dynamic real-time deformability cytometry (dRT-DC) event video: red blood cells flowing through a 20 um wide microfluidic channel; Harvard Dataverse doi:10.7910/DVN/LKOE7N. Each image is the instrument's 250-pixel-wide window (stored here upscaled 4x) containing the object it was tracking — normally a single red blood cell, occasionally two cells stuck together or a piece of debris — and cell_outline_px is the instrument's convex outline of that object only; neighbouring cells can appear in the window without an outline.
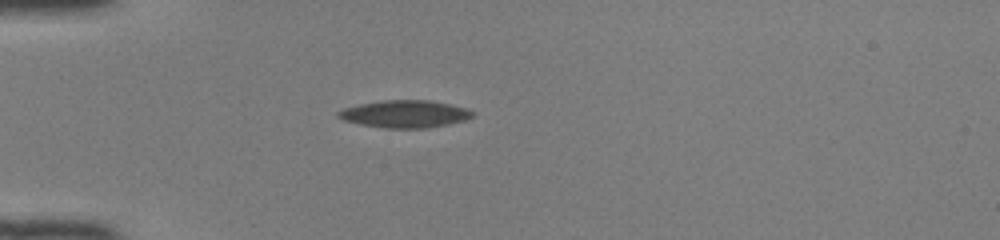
{"species": "common noctule bat (a hibernating species)", "species_latin": "Nyctalus noctula", "temperature_condition": "room temperature", "stored_images_in_passage": 32, "camera_frame_rate_fps": 3000, "um_per_image_px": 0.085, "animal": {"sex": "female", "body_mass_g": 22.0, "forearm_length_mm": 56.7}, "frame": {"image": 1, "passage_image": 1, "time_ms": 0.0, "image_size_px": [1000, 240], "cell_outline_px": [[472, 116], [464, 120], [424, 128], [384, 128], [344, 120], [336, 112], [344, 108], [360, 104], [388, 100], [424, 100], [448, 104], [464, 108], [472, 112]], "centroid_in_image_um": [34.38, 9.68], "position_along_channel_um": 50.6, "area_um2": 20.63}}
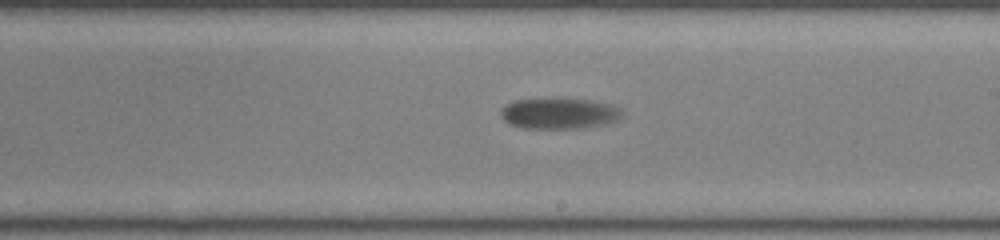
{"frame": {"image": 2, "passage_image": 17, "time_ms": 5.333, "image_size_px": [1000, 240], "cell_outline_px": [[620, 116], [612, 120], [600, 124], [584, 128], [524, 128], [512, 124], [504, 120], [500, 112], [508, 104], [516, 100], [588, 100], [608, 104], [616, 108], [620, 112]], "centroid_in_image_um": [47.46, 9.66], "position_along_channel_um": 241.5, "area_um2": 20.58}}
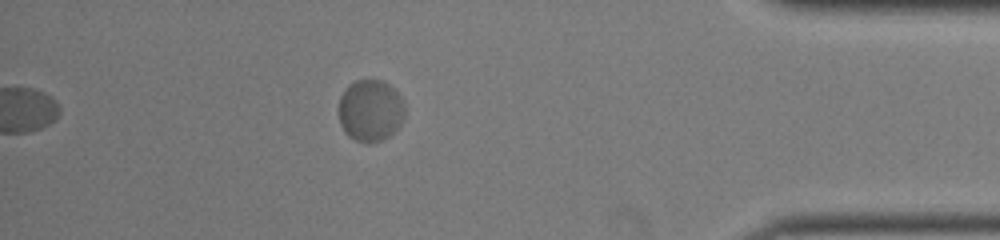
{"frame": {"image": 3, "passage_image": 32, "time_ms": 10.333, "image_size_px": [1000, 240], "cell_outline_px": [[404, 116], [400, 124], [388, 136], [380, 140], [356, 140], [348, 136], [344, 132], [340, 124], [340, 96], [348, 84], [356, 80], [380, 80], [388, 84], [400, 96], [404, 108]], "centroid_in_image_um": [31.46, 9.36], "position_along_channel_um": 403.7, "area_um2": 23.24}, "authors_computed_cell_mechanics": {"area_um2": 21.1259, "velocity_mm_per_s": 3.9314, "shape_relaxation_time_tau1_ms": 3.2597, "shape_relaxation_time_tau2_ms": null, "deformation_change_tau1": 0.0729, "deformation_change_tau2": null}}